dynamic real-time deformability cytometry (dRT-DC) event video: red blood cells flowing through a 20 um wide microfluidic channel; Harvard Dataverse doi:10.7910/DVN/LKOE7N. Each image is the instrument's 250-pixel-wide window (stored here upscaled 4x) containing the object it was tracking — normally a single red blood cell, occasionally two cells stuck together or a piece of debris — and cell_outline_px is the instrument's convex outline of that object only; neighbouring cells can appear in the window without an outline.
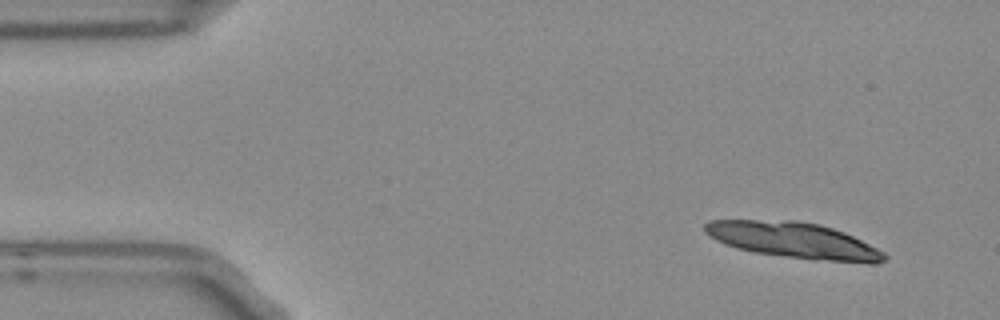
{"species": "Egyptian fruit bat (a non-hibernating species)", "species_latin": "Rousettus aegyptiacus", "temperature_condition": "room temperature", "stored_images_in_passage": 4, "camera_frame_rate_fps": 3000, "um_per_image_px": 0.085, "frame": {"image": 1, "passage_image": 1, "time_ms": 0.0, "image_size_px": [1000, 320], "cell_outline_px": [[888, 256], [884, 260], [876, 264], [868, 264], [812, 260], [752, 252], [736, 248], [724, 244], [708, 236], [704, 232], [704, 224], [708, 220], [796, 220], [820, 224], [844, 232], [884, 252]], "centroid_in_image_um": [67.46, 20.44], "position_along_channel_um": 17.5, "area_um2": 37.97}}